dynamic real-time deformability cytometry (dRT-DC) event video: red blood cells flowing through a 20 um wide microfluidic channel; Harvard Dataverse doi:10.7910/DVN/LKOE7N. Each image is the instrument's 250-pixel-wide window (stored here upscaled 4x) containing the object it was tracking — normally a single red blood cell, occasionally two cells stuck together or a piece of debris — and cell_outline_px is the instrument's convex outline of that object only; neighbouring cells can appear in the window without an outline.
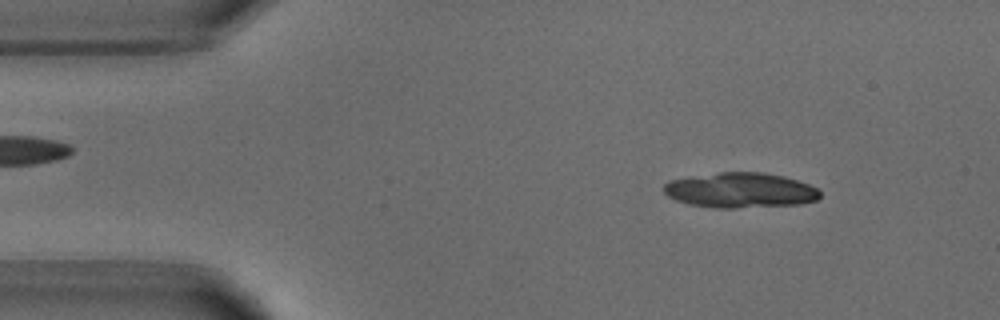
{"species": "common noctule bat (a hibernating species)", "species_latin": "Nyctalus noctula", "temperature_condition": "warm", "stored_images_in_passage": 16, "camera_frame_rate_fps": 3000, "um_per_image_px": 0.085, "animal": {"sex": "male", "body_mass_g": 18.8}, "frame": {"image": 1, "passage_image": 5, "time_ms": 1.333, "image_size_px": [1000, 320], "cell_outline_px": [[820, 196], [816, 200], [800, 204], [736, 208], [712, 208], [688, 204], [676, 200], [668, 196], [664, 192], [664, 184], [668, 180], [692, 176], [720, 172], [764, 172], [784, 176], [808, 184], [816, 188], [820, 192]], "centroid_in_image_um": [62.9, 16.17], "position_along_channel_um": 22.1, "area_um2": 32.08}}
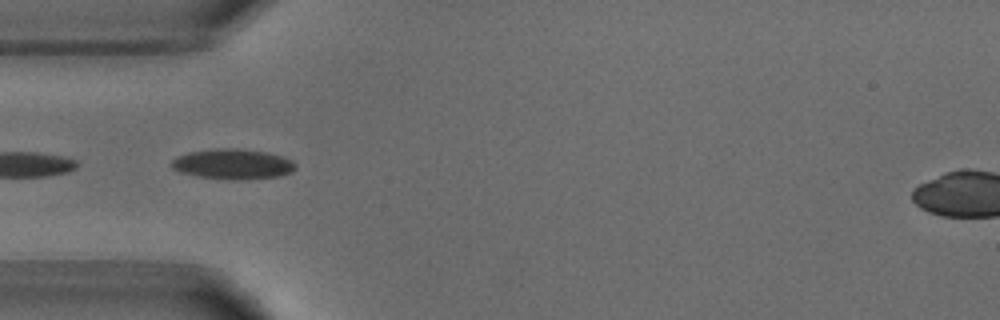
{"frame": {"image": 2, "passage_image": 14, "time_ms": 4.333, "image_size_px": [1000, 320], "cell_outline_px": [[296, 168], [292, 172], [280, 176], [236, 180], [196, 176], [180, 172], [172, 168], [172, 160], [176, 156], [188, 152], [216, 148], [236, 148], [268, 152], [292, 160], [296, 164]], "centroid_in_image_um": [19.79, 13.94], "position_along_channel_um": 65.2, "area_um2": 21.91}}